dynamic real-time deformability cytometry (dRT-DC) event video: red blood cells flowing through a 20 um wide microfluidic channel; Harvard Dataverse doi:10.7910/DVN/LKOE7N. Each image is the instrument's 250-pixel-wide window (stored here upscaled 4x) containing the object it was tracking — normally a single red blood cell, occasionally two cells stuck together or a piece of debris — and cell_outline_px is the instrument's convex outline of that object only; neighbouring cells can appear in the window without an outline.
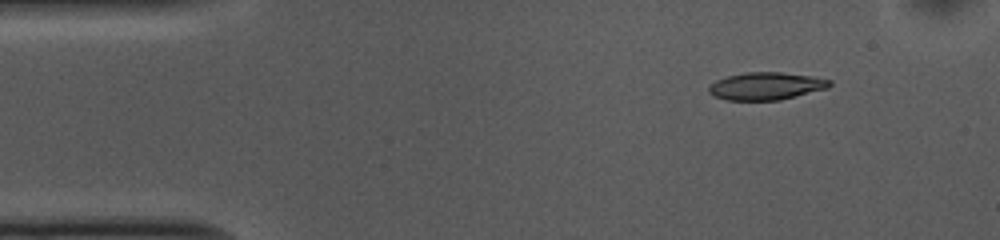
{"species": "common noctule bat (a hibernating species)", "species_latin": "Nyctalus noctula", "temperature_condition": "cold", "stored_images_in_passage": 48, "camera_frame_rate_fps": 3000, "um_per_image_px": 0.085, "animal": {"sex": "female", "body_mass_g": 10.0, "forearm_length_mm": 53.1}, "frame": {"image": 1, "passage_image": 1, "time_ms": 0.0, "image_size_px": [1000, 240], "cell_outline_px": [[832, 84], [828, 88], [780, 100], [728, 100], [716, 96], [708, 92], [708, 88], [716, 80], [728, 76], [748, 72], [780, 72], [812, 76], [832, 80]], "centroid_in_image_um": [65.15, 7.31], "position_along_channel_um": 19.8, "area_um2": 19.25}}
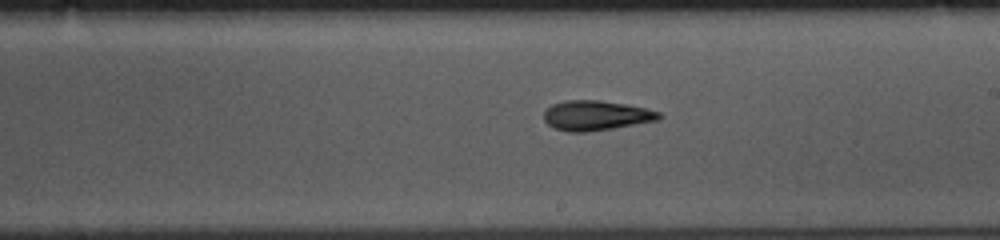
{"frame": {"image": 2, "passage_image": 24, "time_ms": 7.667, "image_size_px": [1000, 240], "cell_outline_px": [[664, 116], [660, 120], [612, 128], [584, 132], [568, 132], [556, 128], [548, 124], [544, 120], [544, 112], [552, 104], [564, 100], [600, 100], [624, 104], [644, 108], [660, 112]], "centroid_in_image_um": [50.67, 9.81], "position_along_channel_um": 238.3, "area_um2": 19.94}}
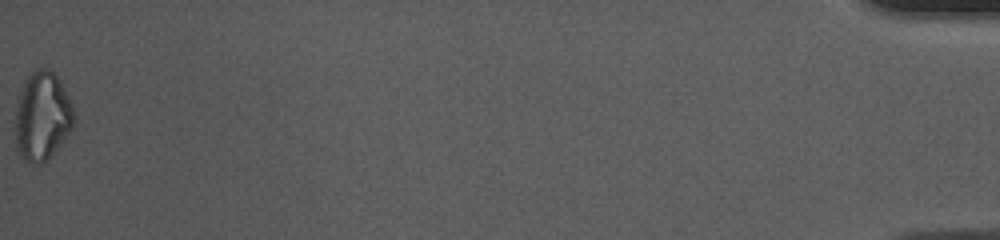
{"frame": {"image": 3, "passage_image": 48, "time_ms": 15.667, "image_size_px": [1000, 240], "cell_outline_px": [[76, 116], [72, 128], [48, 160], [40, 164], [32, 164], [24, 160], [16, 152], [16, 104], [20, 92], [28, 76], [36, 68], [48, 68], [60, 80], [72, 104]], "centroid_in_image_um": [3.59, 9.9], "position_along_channel_um": 431.6, "area_um2": 30.4}, "authors_computed_cell_mechanics": {"area_um2": 19.9699, "velocity_mm_per_s": 3.7219, "shape_relaxation_time_tau1_ms": 4.9775, "shape_relaxation_time_tau2_ms": 4.8241, "deformation_change_tau1": 0.1521, "deformation_change_tau2": 0.1317}}